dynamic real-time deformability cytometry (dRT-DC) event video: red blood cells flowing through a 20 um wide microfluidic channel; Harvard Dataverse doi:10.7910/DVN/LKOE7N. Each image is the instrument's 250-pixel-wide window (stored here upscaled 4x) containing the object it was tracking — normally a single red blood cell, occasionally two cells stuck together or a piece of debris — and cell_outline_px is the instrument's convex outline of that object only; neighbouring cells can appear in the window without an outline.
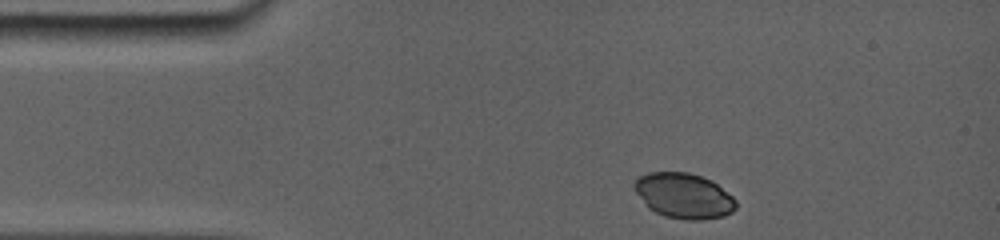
{"species": "common noctule bat (a hibernating species)", "species_latin": "Nyctalus noctula", "temperature_condition": "room temperature", "stored_images_in_passage": 10, "camera_frame_rate_fps": 5000, "um_per_image_px": 0.085, "animal": {"sex": "female", "body_mass_g": 19.0, "forearm_length_mm": 56.7}, "frame": {"image": 1, "passage_image": 1, "time_ms": 0.0, "image_size_px": [1000, 240], "cell_outline_px": [[736, 208], [732, 212], [724, 216], [700, 220], [684, 220], [664, 216], [648, 208], [632, 188], [632, 184], [640, 176], [648, 172], [688, 172], [712, 180], [732, 196], [736, 200]], "centroid_in_image_um": [58.11, 16.64], "position_along_channel_um": 26.9, "area_um2": 26.99}}
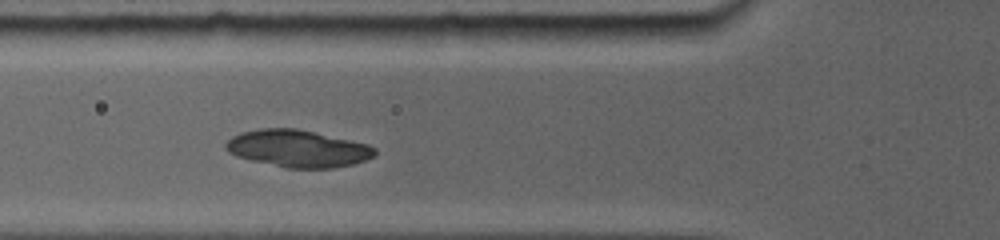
{"frame": {"image": 2, "passage_image": 7, "time_ms": 3.2, "image_size_px": [1000, 240], "cell_outline_px": [[376, 152], [372, 156], [364, 160], [352, 164], [332, 168], [284, 168], [236, 156], [228, 152], [224, 148], [224, 144], [232, 136], [244, 132], [264, 128], [296, 128], [348, 140], [364, 144], [376, 148]], "centroid_in_image_um": [25.25, 12.63], "position_along_channel_um": 100.5, "area_um2": 31.79}}
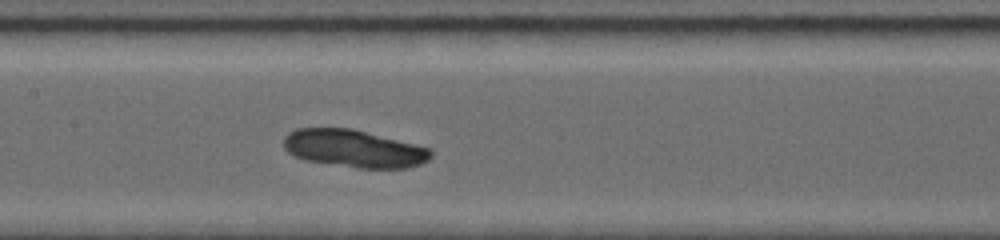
{"frame": {"image": 3, "passage_image": 9, "time_ms": 5.2, "image_size_px": [1000, 240], "cell_outline_px": [[432, 156], [428, 160], [420, 164], [408, 168], [356, 168], [304, 160], [288, 152], [284, 148], [284, 136], [288, 132], [296, 128], [348, 128], [428, 148], [432, 152]], "centroid_in_image_um": [30.03, 12.64], "position_along_channel_um": 177.4, "area_um2": 31.85}}